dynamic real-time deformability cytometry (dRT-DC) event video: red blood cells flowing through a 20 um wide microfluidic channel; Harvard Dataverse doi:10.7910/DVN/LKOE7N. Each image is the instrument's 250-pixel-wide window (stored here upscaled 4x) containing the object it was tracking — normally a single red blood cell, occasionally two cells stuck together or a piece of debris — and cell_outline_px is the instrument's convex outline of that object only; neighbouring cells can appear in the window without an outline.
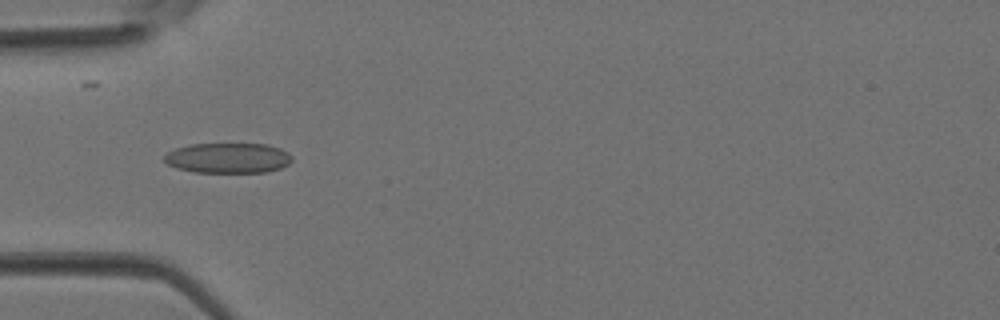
{"species": "Egyptian fruit bat (a non-hibernating species)", "species_latin": "Rousettus aegyptiacus", "temperature_condition": "room temperature", "stored_images_in_passage": 4, "camera_frame_rate_fps": 3000, "um_per_image_px": 0.085, "animal": {"sex": "female"}, "frame": {"image": 1, "passage_image": 4, "time_ms": 1.0, "image_size_px": [1000, 320], "cell_outline_px": [[292, 160], [288, 164], [280, 168], [268, 172], [196, 172], [176, 168], [168, 164], [164, 160], [164, 156], [168, 152], [176, 148], [192, 144], [268, 144], [280, 148], [288, 152], [292, 156]], "centroid_in_image_um": [19.41, 13.43], "position_along_channel_um": 65.6, "area_um2": 22.48}}